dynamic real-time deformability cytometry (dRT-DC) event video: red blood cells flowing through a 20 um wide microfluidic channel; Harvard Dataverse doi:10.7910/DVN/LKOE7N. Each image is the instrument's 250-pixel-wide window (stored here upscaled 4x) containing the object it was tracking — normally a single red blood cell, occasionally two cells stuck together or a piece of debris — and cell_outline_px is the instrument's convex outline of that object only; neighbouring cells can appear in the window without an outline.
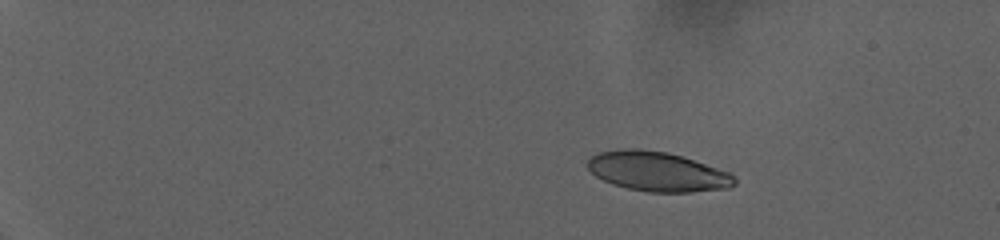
{"species": "human", "species_latin": "Homo sapiens", "temperature_condition": "warm", "stored_images_in_passage": 67, "camera_frame_rate_fps": 3000, "um_per_image_px": 0.085, "donor": {"sex": "female"}, "frame": {"image": 1, "passage_image": 1, "time_ms": 0.0, "image_size_px": [1000, 240], "cell_outline_px": [[736, 184], [728, 188], [692, 192], [648, 192], [628, 188], [612, 184], [596, 176], [588, 168], [588, 160], [592, 156], [600, 152], [628, 148], [636, 148], [668, 152], [728, 172], [736, 180]], "centroid_in_image_um": [55.86, 14.59], "position_along_channel_um": 29.1, "area_um2": 33.47}}
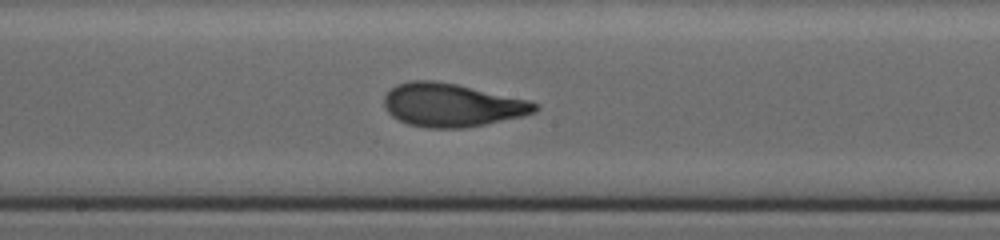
{"frame": {"image": 2, "passage_image": 36, "time_ms": 11.667, "image_size_px": [1000, 240], "cell_outline_px": [[540, 108], [536, 112], [520, 116], [484, 124], [464, 128], [424, 128], [408, 124], [392, 116], [384, 108], [384, 96], [396, 84], [412, 80], [432, 80], [456, 84], [528, 100], [540, 104]], "centroid_in_image_um": [38.38, 8.93], "position_along_channel_um": 209.8, "area_um2": 37.92}}
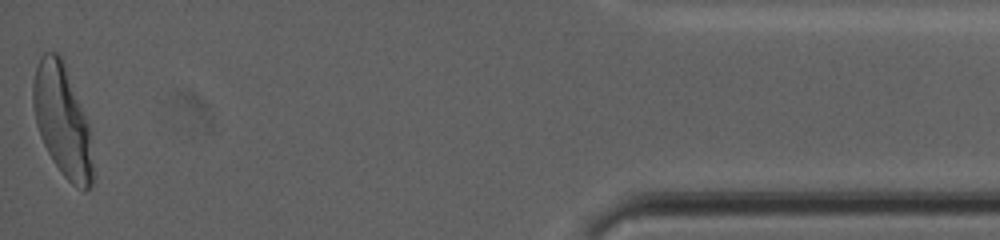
{"frame": {"image": 3, "passage_image": 67, "time_ms": 22.0, "image_size_px": [1000, 240], "cell_outline_px": [[96, 176], [92, 184], [84, 192], [72, 184], [64, 176], [52, 160], [40, 136], [36, 124], [32, 104], [32, 84], [36, 68], [40, 56], [44, 52], [56, 52], [60, 56], [88, 124]], "centroid_in_image_um": [5.3, 10.34], "position_along_channel_um": 429.9, "area_um2": 38.73}, "authors_computed_cell_mechanics": {"area_um2": 36.703, "velocity_mm_per_s": 2.7304, "shape_relaxation_time_tau1_ms": 6.5122, "shape_relaxation_time_tau2_ms": 1.3611, "deformation_change_tau1": 0.2352, "deformation_change_tau2": 0.0807}}